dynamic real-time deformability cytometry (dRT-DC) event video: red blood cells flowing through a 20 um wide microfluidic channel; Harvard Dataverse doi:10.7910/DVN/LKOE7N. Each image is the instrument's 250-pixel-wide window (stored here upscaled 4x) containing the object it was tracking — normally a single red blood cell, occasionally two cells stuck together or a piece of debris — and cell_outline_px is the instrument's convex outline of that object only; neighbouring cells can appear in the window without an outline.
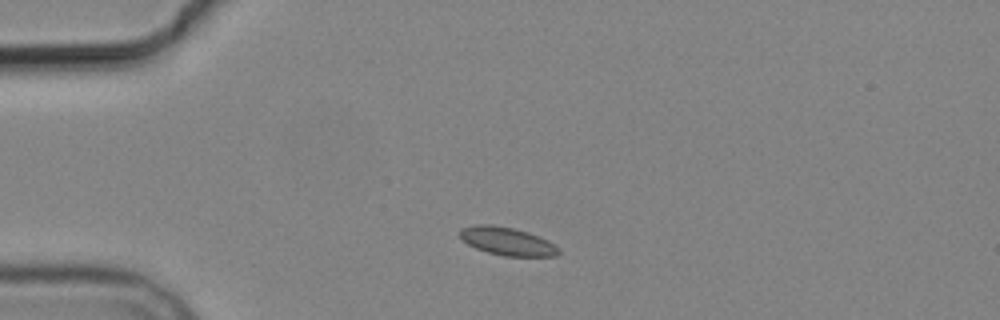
{"species": "common noctule bat (a hibernating species)", "species_latin": "Nyctalus noctula", "temperature_condition": "cold", "stored_images_in_passage": 2, "camera_frame_rate_fps": 3000, "um_per_image_px": 0.085, "animal": {"sex": "male", "body_mass_g": 19.2, "forearm_length_mm": 51.8}, "frame": {"image": 1, "passage_image": 1, "time_ms": 0.0, "image_size_px": [1000, 320], "cell_outline_px": [[560, 252], [556, 256], [504, 256], [488, 252], [476, 248], [460, 240], [460, 228], [476, 224], [492, 224], [512, 228], [528, 232], [540, 236], [548, 240], [560, 248]], "centroid_in_image_um": [43.11, 20.5], "position_along_channel_um": 41.9, "area_um2": 16.3}}